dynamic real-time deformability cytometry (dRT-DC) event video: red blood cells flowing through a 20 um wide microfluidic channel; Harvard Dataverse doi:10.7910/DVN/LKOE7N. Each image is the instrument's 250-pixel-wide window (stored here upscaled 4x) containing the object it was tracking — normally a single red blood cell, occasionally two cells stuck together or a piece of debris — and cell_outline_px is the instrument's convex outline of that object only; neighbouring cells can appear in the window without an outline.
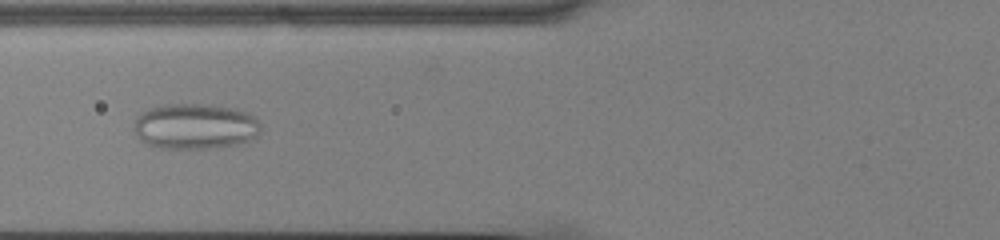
{"species": "common noctule bat (a hibernating species)", "species_latin": "Nyctalus noctula", "temperature_condition": "cold", "stored_images_in_passage": 52, "camera_frame_rate_fps": 3000, "um_per_image_px": 0.085, "animal": {"sex": "male", "body_mass_g": 13.0, "forearm_length_mm": 53.1}, "frame": {"image": 1, "passage_image": 19, "time_ms": 6.0, "image_size_px": [1000, 240], "cell_outline_px": [[260, 132], [252, 140], [240, 144], [208, 148], [160, 148], [148, 144], [140, 140], [136, 136], [132, 128], [136, 116], [140, 112], [148, 108], [160, 104], [208, 104], [236, 108], [248, 112], [260, 124]], "centroid_in_image_um": [16.55, 10.72], "position_along_channel_um": 109.3, "area_um2": 34.28}}
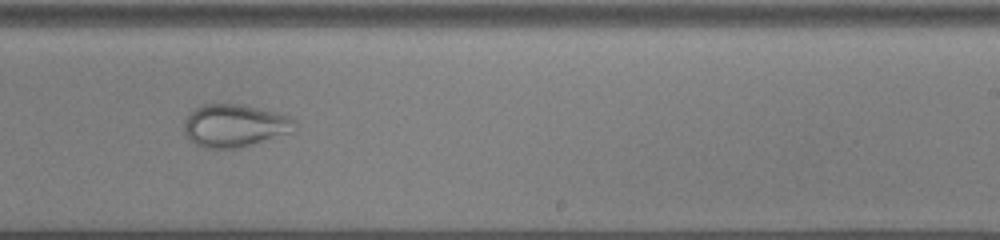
{"frame": {"image": 2, "passage_image": 32, "time_ms": 10.333, "image_size_px": [1000, 240], "cell_outline_px": [[296, 124], [292, 132], [240, 148], [204, 148], [196, 144], [184, 132], [184, 120], [196, 108], [204, 104], [244, 104], [292, 116], [296, 120]], "centroid_in_image_um": [19.99, 10.67], "position_along_channel_um": 269.0, "area_um2": 27.57}}
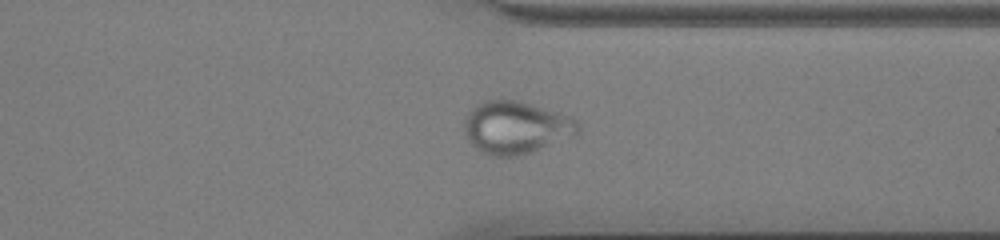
{"frame": {"image": 3, "passage_image": 40, "time_ms": 13.0, "image_size_px": [1000, 240], "cell_outline_px": [[580, 132], [576, 136], [532, 152], [520, 156], [492, 156], [480, 152], [468, 140], [464, 132], [464, 120], [468, 112], [472, 108], [484, 100], [512, 100], [528, 104], [572, 116], [580, 124]], "centroid_in_image_um": [43.87, 10.86], "position_along_channel_um": 367.5, "area_um2": 35.03}}